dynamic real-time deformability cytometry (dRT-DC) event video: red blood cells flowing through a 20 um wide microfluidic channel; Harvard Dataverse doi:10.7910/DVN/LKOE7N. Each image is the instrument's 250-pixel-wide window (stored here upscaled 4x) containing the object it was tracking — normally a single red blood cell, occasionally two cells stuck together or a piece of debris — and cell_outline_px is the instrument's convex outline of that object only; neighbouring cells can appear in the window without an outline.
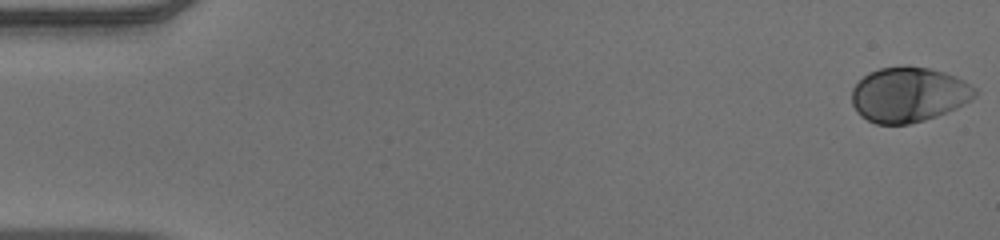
{"species": "human", "species_latin": "Homo sapiens", "temperature_condition": "warm", "stored_images_in_passage": 53, "camera_frame_rate_fps": 3000, "um_per_image_px": 0.085, "donor": {"sex": "male"}, "frame": {"image": 1, "passage_image": 1, "time_ms": 0.0, "image_size_px": [1000, 240], "cell_outline_px": [[976, 96], [956, 108], [936, 116], [924, 120], [908, 124], [876, 124], [860, 116], [852, 104], [852, 88], [868, 72], [880, 68], [928, 68], [944, 72], [956, 76], [964, 80], [976, 88]], "centroid_in_image_um": [77.23, 8.06], "position_along_channel_um": 7.8, "area_um2": 38.96}}
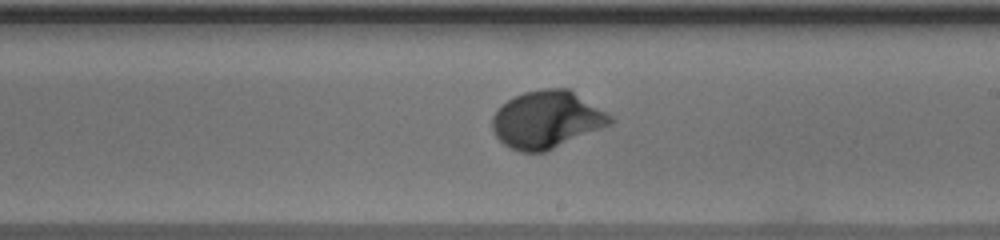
{"frame": {"image": 2, "passage_image": 31, "time_ms": 10.0, "image_size_px": [1000, 240], "cell_outline_px": [[616, 120], [612, 124], [544, 152], [520, 152], [504, 144], [496, 136], [492, 128], [492, 116], [508, 100], [524, 92], [544, 88], [568, 88], [612, 116]], "centroid_in_image_um": [46.49, 10.17], "position_along_channel_um": 242.5, "area_um2": 39.02}}
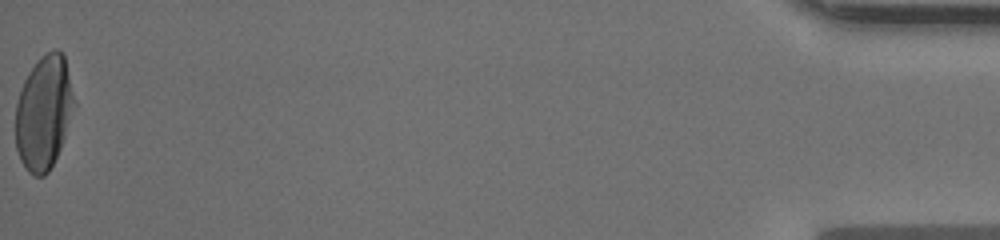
{"frame": {"image": 3, "passage_image": 53, "time_ms": 17.333, "image_size_px": [1000, 240], "cell_outline_px": [[76, 104], [60, 148], [48, 172], [44, 176], [36, 176], [28, 172], [20, 160], [16, 148], [16, 104], [24, 80], [28, 72], [40, 56], [56, 48], [64, 56]], "centroid_in_image_um": [3.72, 9.56], "position_along_channel_um": 431.5, "area_um2": 38.73}, "authors_computed_cell_mechanics": {"area_um2": 37.859, "velocity_mm_per_s": 3.9171, "shape_relaxation_time_tau1_ms": 2.6086, "shape_relaxation_time_tau2_ms": null, "deformation_change_tau1": 0.181, "deformation_change_tau2": null}}